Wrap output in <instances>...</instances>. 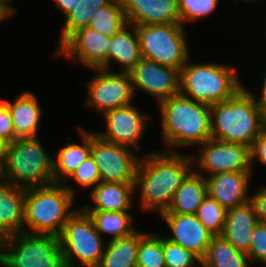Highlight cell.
Wrapping results in <instances>:
<instances>
[{"label": "cell", "mask_w": 266, "mask_h": 267, "mask_svg": "<svg viewBox=\"0 0 266 267\" xmlns=\"http://www.w3.org/2000/svg\"><path fill=\"white\" fill-rule=\"evenodd\" d=\"M129 74L134 94L140 89L158 104L180 93V70L142 58Z\"/></svg>", "instance_id": "obj_14"}, {"label": "cell", "mask_w": 266, "mask_h": 267, "mask_svg": "<svg viewBox=\"0 0 266 267\" xmlns=\"http://www.w3.org/2000/svg\"><path fill=\"white\" fill-rule=\"evenodd\" d=\"M192 157L178 152H151L140 157L135 189L140 192V208L160 214L169 208L176 190L191 172ZM139 188V189H138Z\"/></svg>", "instance_id": "obj_1"}, {"label": "cell", "mask_w": 266, "mask_h": 267, "mask_svg": "<svg viewBox=\"0 0 266 267\" xmlns=\"http://www.w3.org/2000/svg\"><path fill=\"white\" fill-rule=\"evenodd\" d=\"M106 126L105 131L96 133L102 139L134 148L139 151V142L143 139L150 115L140 113L134 104L119 107L103 114Z\"/></svg>", "instance_id": "obj_15"}, {"label": "cell", "mask_w": 266, "mask_h": 267, "mask_svg": "<svg viewBox=\"0 0 266 267\" xmlns=\"http://www.w3.org/2000/svg\"><path fill=\"white\" fill-rule=\"evenodd\" d=\"M10 142L0 135V160L4 163Z\"/></svg>", "instance_id": "obj_42"}, {"label": "cell", "mask_w": 266, "mask_h": 267, "mask_svg": "<svg viewBox=\"0 0 266 267\" xmlns=\"http://www.w3.org/2000/svg\"><path fill=\"white\" fill-rule=\"evenodd\" d=\"M75 194V188L55 182L25 189L24 232L59 237L76 211L71 209Z\"/></svg>", "instance_id": "obj_4"}, {"label": "cell", "mask_w": 266, "mask_h": 267, "mask_svg": "<svg viewBox=\"0 0 266 267\" xmlns=\"http://www.w3.org/2000/svg\"><path fill=\"white\" fill-rule=\"evenodd\" d=\"M14 0H0V7L6 12L8 16H12L16 14V8L12 7L9 2H13Z\"/></svg>", "instance_id": "obj_43"}, {"label": "cell", "mask_w": 266, "mask_h": 267, "mask_svg": "<svg viewBox=\"0 0 266 267\" xmlns=\"http://www.w3.org/2000/svg\"><path fill=\"white\" fill-rule=\"evenodd\" d=\"M136 30L142 58L180 71L191 59L182 24L138 25Z\"/></svg>", "instance_id": "obj_9"}, {"label": "cell", "mask_w": 266, "mask_h": 267, "mask_svg": "<svg viewBox=\"0 0 266 267\" xmlns=\"http://www.w3.org/2000/svg\"><path fill=\"white\" fill-rule=\"evenodd\" d=\"M126 21L134 26L180 23L177 0H121Z\"/></svg>", "instance_id": "obj_18"}, {"label": "cell", "mask_w": 266, "mask_h": 267, "mask_svg": "<svg viewBox=\"0 0 266 267\" xmlns=\"http://www.w3.org/2000/svg\"><path fill=\"white\" fill-rule=\"evenodd\" d=\"M82 144L61 147L53 159V181L67 184L69 176L91 155V132L81 130Z\"/></svg>", "instance_id": "obj_25"}, {"label": "cell", "mask_w": 266, "mask_h": 267, "mask_svg": "<svg viewBox=\"0 0 266 267\" xmlns=\"http://www.w3.org/2000/svg\"><path fill=\"white\" fill-rule=\"evenodd\" d=\"M261 187L251 195V202L254 204L258 221L266 224V186Z\"/></svg>", "instance_id": "obj_39"}, {"label": "cell", "mask_w": 266, "mask_h": 267, "mask_svg": "<svg viewBox=\"0 0 266 267\" xmlns=\"http://www.w3.org/2000/svg\"><path fill=\"white\" fill-rule=\"evenodd\" d=\"M252 172H223L206 176L208 194L226 210L251 201L248 188Z\"/></svg>", "instance_id": "obj_17"}, {"label": "cell", "mask_w": 266, "mask_h": 267, "mask_svg": "<svg viewBox=\"0 0 266 267\" xmlns=\"http://www.w3.org/2000/svg\"><path fill=\"white\" fill-rule=\"evenodd\" d=\"M91 156L99 169L101 181L135 183L140 157L132 148L106 141L91 132Z\"/></svg>", "instance_id": "obj_10"}, {"label": "cell", "mask_w": 266, "mask_h": 267, "mask_svg": "<svg viewBox=\"0 0 266 267\" xmlns=\"http://www.w3.org/2000/svg\"><path fill=\"white\" fill-rule=\"evenodd\" d=\"M38 137L17 138L4 160V178L24 189L54 183L53 159Z\"/></svg>", "instance_id": "obj_6"}, {"label": "cell", "mask_w": 266, "mask_h": 267, "mask_svg": "<svg viewBox=\"0 0 266 267\" xmlns=\"http://www.w3.org/2000/svg\"><path fill=\"white\" fill-rule=\"evenodd\" d=\"M1 267H66L60 238L26 232L0 240Z\"/></svg>", "instance_id": "obj_7"}, {"label": "cell", "mask_w": 266, "mask_h": 267, "mask_svg": "<svg viewBox=\"0 0 266 267\" xmlns=\"http://www.w3.org/2000/svg\"><path fill=\"white\" fill-rule=\"evenodd\" d=\"M247 255L249 260L266 265V224L258 222L254 227Z\"/></svg>", "instance_id": "obj_36"}, {"label": "cell", "mask_w": 266, "mask_h": 267, "mask_svg": "<svg viewBox=\"0 0 266 267\" xmlns=\"http://www.w3.org/2000/svg\"><path fill=\"white\" fill-rule=\"evenodd\" d=\"M254 204L248 203L227 210L221 236L237 250L248 253L254 227L258 224Z\"/></svg>", "instance_id": "obj_20"}, {"label": "cell", "mask_w": 266, "mask_h": 267, "mask_svg": "<svg viewBox=\"0 0 266 267\" xmlns=\"http://www.w3.org/2000/svg\"><path fill=\"white\" fill-rule=\"evenodd\" d=\"M91 217L96 230L110 235V240L123 238L136 231L132 227L133 216L128 211H86Z\"/></svg>", "instance_id": "obj_28"}, {"label": "cell", "mask_w": 266, "mask_h": 267, "mask_svg": "<svg viewBox=\"0 0 266 267\" xmlns=\"http://www.w3.org/2000/svg\"><path fill=\"white\" fill-rule=\"evenodd\" d=\"M98 73L86 83L88 95L84 104L101 111H107L130 105L135 97L129 72H111L94 68Z\"/></svg>", "instance_id": "obj_11"}, {"label": "cell", "mask_w": 266, "mask_h": 267, "mask_svg": "<svg viewBox=\"0 0 266 267\" xmlns=\"http://www.w3.org/2000/svg\"><path fill=\"white\" fill-rule=\"evenodd\" d=\"M192 171L186 176L176 190L174 198L167 209L161 214H196L203 199L208 194L207 181L198 171Z\"/></svg>", "instance_id": "obj_23"}, {"label": "cell", "mask_w": 266, "mask_h": 267, "mask_svg": "<svg viewBox=\"0 0 266 267\" xmlns=\"http://www.w3.org/2000/svg\"><path fill=\"white\" fill-rule=\"evenodd\" d=\"M255 159L266 165V128L254 140L250 148V166L252 170Z\"/></svg>", "instance_id": "obj_38"}, {"label": "cell", "mask_w": 266, "mask_h": 267, "mask_svg": "<svg viewBox=\"0 0 266 267\" xmlns=\"http://www.w3.org/2000/svg\"><path fill=\"white\" fill-rule=\"evenodd\" d=\"M211 137L251 148L266 128V111L254 92L241 88L233 97L210 106Z\"/></svg>", "instance_id": "obj_2"}, {"label": "cell", "mask_w": 266, "mask_h": 267, "mask_svg": "<svg viewBox=\"0 0 266 267\" xmlns=\"http://www.w3.org/2000/svg\"><path fill=\"white\" fill-rule=\"evenodd\" d=\"M69 178L74 179L79 184L80 189L90 187L93 189L101 182L99 169L91 155L76 168Z\"/></svg>", "instance_id": "obj_35"}, {"label": "cell", "mask_w": 266, "mask_h": 267, "mask_svg": "<svg viewBox=\"0 0 266 267\" xmlns=\"http://www.w3.org/2000/svg\"><path fill=\"white\" fill-rule=\"evenodd\" d=\"M8 17L10 16H8L6 12L0 7V23L1 21H4V19H7Z\"/></svg>", "instance_id": "obj_44"}, {"label": "cell", "mask_w": 266, "mask_h": 267, "mask_svg": "<svg viewBox=\"0 0 266 267\" xmlns=\"http://www.w3.org/2000/svg\"><path fill=\"white\" fill-rule=\"evenodd\" d=\"M135 183L99 182L91 191L94 206L85 205V211H128L136 194Z\"/></svg>", "instance_id": "obj_21"}, {"label": "cell", "mask_w": 266, "mask_h": 267, "mask_svg": "<svg viewBox=\"0 0 266 267\" xmlns=\"http://www.w3.org/2000/svg\"><path fill=\"white\" fill-rule=\"evenodd\" d=\"M159 215L172 232V236L164 237L193 252L202 260L214 235L200 222L196 214Z\"/></svg>", "instance_id": "obj_16"}, {"label": "cell", "mask_w": 266, "mask_h": 267, "mask_svg": "<svg viewBox=\"0 0 266 267\" xmlns=\"http://www.w3.org/2000/svg\"><path fill=\"white\" fill-rule=\"evenodd\" d=\"M163 251L166 267H202V260L197 255L169 241L164 235Z\"/></svg>", "instance_id": "obj_34"}, {"label": "cell", "mask_w": 266, "mask_h": 267, "mask_svg": "<svg viewBox=\"0 0 266 267\" xmlns=\"http://www.w3.org/2000/svg\"><path fill=\"white\" fill-rule=\"evenodd\" d=\"M242 1H245V2H254V1H258V0H242Z\"/></svg>", "instance_id": "obj_46"}, {"label": "cell", "mask_w": 266, "mask_h": 267, "mask_svg": "<svg viewBox=\"0 0 266 267\" xmlns=\"http://www.w3.org/2000/svg\"><path fill=\"white\" fill-rule=\"evenodd\" d=\"M59 238L66 267H98L105 249L104 239L83 208H76Z\"/></svg>", "instance_id": "obj_8"}, {"label": "cell", "mask_w": 266, "mask_h": 267, "mask_svg": "<svg viewBox=\"0 0 266 267\" xmlns=\"http://www.w3.org/2000/svg\"><path fill=\"white\" fill-rule=\"evenodd\" d=\"M189 62L190 59L180 71V94L185 97L211 106L243 88L232 66Z\"/></svg>", "instance_id": "obj_5"}, {"label": "cell", "mask_w": 266, "mask_h": 267, "mask_svg": "<svg viewBox=\"0 0 266 267\" xmlns=\"http://www.w3.org/2000/svg\"><path fill=\"white\" fill-rule=\"evenodd\" d=\"M113 59L120 64V72H130L142 59L136 26L127 23L111 37L109 68Z\"/></svg>", "instance_id": "obj_24"}, {"label": "cell", "mask_w": 266, "mask_h": 267, "mask_svg": "<svg viewBox=\"0 0 266 267\" xmlns=\"http://www.w3.org/2000/svg\"><path fill=\"white\" fill-rule=\"evenodd\" d=\"M56 7L61 10L65 18L75 9L78 0H54Z\"/></svg>", "instance_id": "obj_40"}, {"label": "cell", "mask_w": 266, "mask_h": 267, "mask_svg": "<svg viewBox=\"0 0 266 267\" xmlns=\"http://www.w3.org/2000/svg\"><path fill=\"white\" fill-rule=\"evenodd\" d=\"M25 189L0 180V240L24 232Z\"/></svg>", "instance_id": "obj_19"}, {"label": "cell", "mask_w": 266, "mask_h": 267, "mask_svg": "<svg viewBox=\"0 0 266 267\" xmlns=\"http://www.w3.org/2000/svg\"><path fill=\"white\" fill-rule=\"evenodd\" d=\"M127 24L121 0H112L98 9L91 17L87 27L105 36L112 37Z\"/></svg>", "instance_id": "obj_29"}, {"label": "cell", "mask_w": 266, "mask_h": 267, "mask_svg": "<svg viewBox=\"0 0 266 267\" xmlns=\"http://www.w3.org/2000/svg\"><path fill=\"white\" fill-rule=\"evenodd\" d=\"M144 233L136 230L129 236L109 241L98 267H137L139 239Z\"/></svg>", "instance_id": "obj_26"}, {"label": "cell", "mask_w": 266, "mask_h": 267, "mask_svg": "<svg viewBox=\"0 0 266 267\" xmlns=\"http://www.w3.org/2000/svg\"><path fill=\"white\" fill-rule=\"evenodd\" d=\"M227 210L209 194L203 199L196 216L200 222L214 235H221L224 229Z\"/></svg>", "instance_id": "obj_32"}, {"label": "cell", "mask_w": 266, "mask_h": 267, "mask_svg": "<svg viewBox=\"0 0 266 267\" xmlns=\"http://www.w3.org/2000/svg\"><path fill=\"white\" fill-rule=\"evenodd\" d=\"M3 102L9 107L14 132L18 138L39 137L42 108L34 93L25 91L15 98L14 103L5 100Z\"/></svg>", "instance_id": "obj_22"}, {"label": "cell", "mask_w": 266, "mask_h": 267, "mask_svg": "<svg viewBox=\"0 0 266 267\" xmlns=\"http://www.w3.org/2000/svg\"><path fill=\"white\" fill-rule=\"evenodd\" d=\"M111 37L98 33L89 27L72 33L59 47L53 57L60 55L79 60L87 68L109 69Z\"/></svg>", "instance_id": "obj_13"}, {"label": "cell", "mask_w": 266, "mask_h": 267, "mask_svg": "<svg viewBox=\"0 0 266 267\" xmlns=\"http://www.w3.org/2000/svg\"><path fill=\"white\" fill-rule=\"evenodd\" d=\"M4 179V165L3 162L0 160V180Z\"/></svg>", "instance_id": "obj_45"}, {"label": "cell", "mask_w": 266, "mask_h": 267, "mask_svg": "<svg viewBox=\"0 0 266 267\" xmlns=\"http://www.w3.org/2000/svg\"><path fill=\"white\" fill-rule=\"evenodd\" d=\"M200 147L198 157L191 155L192 162L209 176L223 172L253 171L250 166V148L245 145L210 138Z\"/></svg>", "instance_id": "obj_12"}, {"label": "cell", "mask_w": 266, "mask_h": 267, "mask_svg": "<svg viewBox=\"0 0 266 267\" xmlns=\"http://www.w3.org/2000/svg\"><path fill=\"white\" fill-rule=\"evenodd\" d=\"M0 135L10 143L18 137L15 135L11 112L9 107L0 100Z\"/></svg>", "instance_id": "obj_37"}, {"label": "cell", "mask_w": 266, "mask_h": 267, "mask_svg": "<svg viewBox=\"0 0 266 267\" xmlns=\"http://www.w3.org/2000/svg\"><path fill=\"white\" fill-rule=\"evenodd\" d=\"M112 0H78L75 9L65 18L58 47L75 31L87 27L94 13Z\"/></svg>", "instance_id": "obj_30"}, {"label": "cell", "mask_w": 266, "mask_h": 267, "mask_svg": "<svg viewBox=\"0 0 266 267\" xmlns=\"http://www.w3.org/2000/svg\"><path fill=\"white\" fill-rule=\"evenodd\" d=\"M137 267H166L163 251V236L144 233L139 239Z\"/></svg>", "instance_id": "obj_31"}, {"label": "cell", "mask_w": 266, "mask_h": 267, "mask_svg": "<svg viewBox=\"0 0 266 267\" xmlns=\"http://www.w3.org/2000/svg\"><path fill=\"white\" fill-rule=\"evenodd\" d=\"M249 257L221 235L213 236L202 259V267H249Z\"/></svg>", "instance_id": "obj_27"}, {"label": "cell", "mask_w": 266, "mask_h": 267, "mask_svg": "<svg viewBox=\"0 0 266 267\" xmlns=\"http://www.w3.org/2000/svg\"><path fill=\"white\" fill-rule=\"evenodd\" d=\"M161 134L168 152L172 147L203 144L211 137V109L204 104L177 94L159 103ZM171 147V148H170Z\"/></svg>", "instance_id": "obj_3"}, {"label": "cell", "mask_w": 266, "mask_h": 267, "mask_svg": "<svg viewBox=\"0 0 266 267\" xmlns=\"http://www.w3.org/2000/svg\"><path fill=\"white\" fill-rule=\"evenodd\" d=\"M257 102L262 106V108L266 111V74L263 79V86L259 97H255Z\"/></svg>", "instance_id": "obj_41"}, {"label": "cell", "mask_w": 266, "mask_h": 267, "mask_svg": "<svg viewBox=\"0 0 266 267\" xmlns=\"http://www.w3.org/2000/svg\"><path fill=\"white\" fill-rule=\"evenodd\" d=\"M219 0H177V11L180 24L185 26L189 22L207 17L216 9Z\"/></svg>", "instance_id": "obj_33"}]
</instances>
